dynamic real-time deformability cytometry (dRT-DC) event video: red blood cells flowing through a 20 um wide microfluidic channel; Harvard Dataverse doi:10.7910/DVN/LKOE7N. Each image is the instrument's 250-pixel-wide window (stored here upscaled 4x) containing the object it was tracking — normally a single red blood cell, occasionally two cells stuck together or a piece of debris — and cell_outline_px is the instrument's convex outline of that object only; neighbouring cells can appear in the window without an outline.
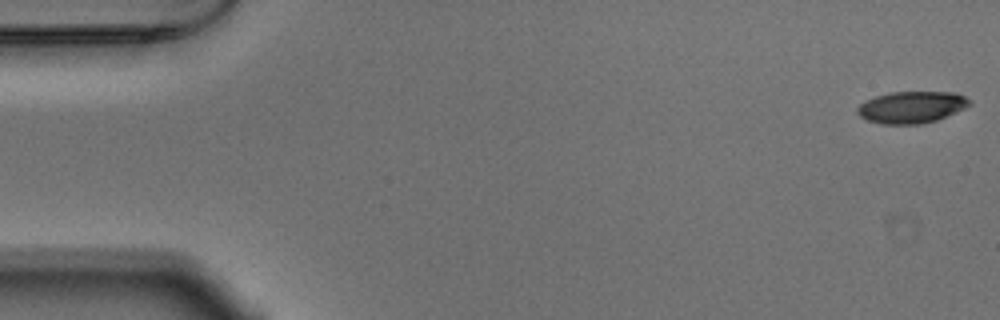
{"species": "Egyptian fruit bat (a non-hibernating species)", "species_latin": "Rousettus aegyptiacus", "temperature_condition": "warm", "stored_images_in_passage": 14, "camera_frame_rate_fps": 3000, "um_per_image_px": 0.085, "animal": {"sex": "male"}, "frame": {"image": 1, "passage_image": 1, "time_ms": 0.0, "image_size_px": [1000, 320], "cell_outline_px": [[972, 104], [956, 112], [936, 120], [920, 124], [880, 124], [868, 120], [860, 116], [856, 112], [856, 108], [864, 100], [888, 92], [956, 92], [972, 100]], "centroid_in_image_um": [77.47, 9.1], "position_along_channel_um": 7.5, "area_um2": 20.92}}
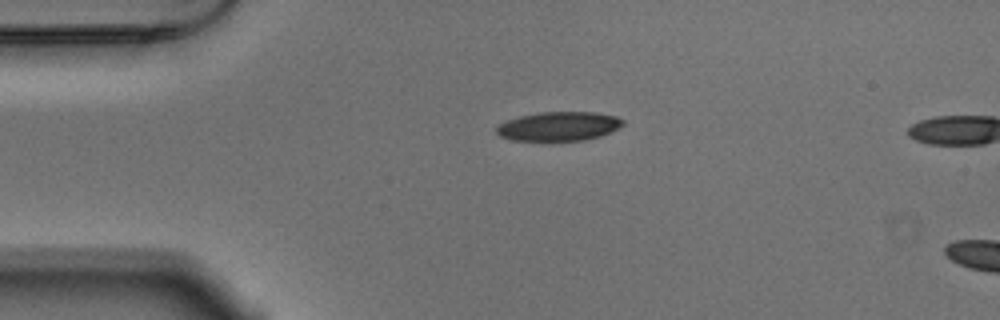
{"frame": {"image": 2, "passage_image": 12, "time_ms": 3.667, "image_size_px": [1000, 320], "cell_outline_px": [[624, 124], [612, 132], [600, 136], [584, 140], [512, 140], [500, 136], [496, 132], [496, 128], [500, 124], [508, 120], [520, 116], [540, 112], [596, 112], [616, 116], [624, 120]], "centroid_in_image_um": [47.53, 10.73], "position_along_channel_um": 37.5, "area_um2": 21.33}}